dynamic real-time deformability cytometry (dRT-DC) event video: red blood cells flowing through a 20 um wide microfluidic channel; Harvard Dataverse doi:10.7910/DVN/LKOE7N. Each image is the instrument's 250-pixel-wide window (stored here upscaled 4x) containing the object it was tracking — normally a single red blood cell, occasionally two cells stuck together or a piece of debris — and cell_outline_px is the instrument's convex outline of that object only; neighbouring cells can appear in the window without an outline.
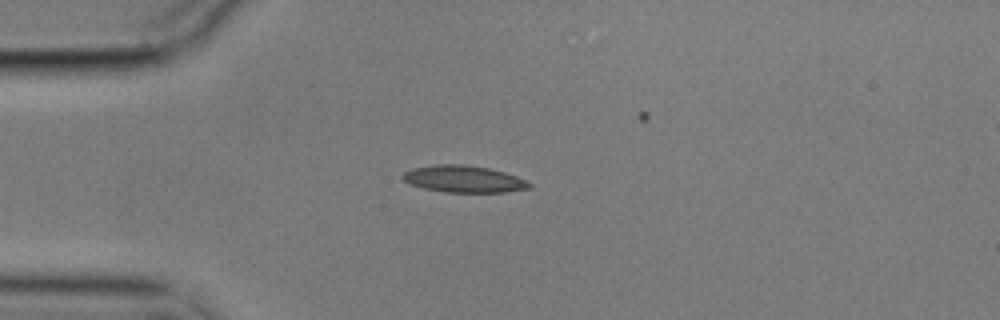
{"species": "common noctule bat (a hibernating species)", "species_latin": "Nyctalus noctula", "temperature_condition": "cold", "stored_images_in_passage": 25, "camera_frame_rate_fps": 3000, "um_per_image_px": 0.085, "animal": {"sex": "male", "body_mass_g": 17.9}, "frame": {"image": 1, "passage_image": 1, "time_ms": 0.0, "image_size_px": [1000, 320], "cell_outline_px": [[532, 188], [504, 192], [448, 192], [424, 188], [408, 184], [400, 176], [404, 172], [412, 168], [436, 164], [464, 164], [488, 168], [504, 172], [516, 176], [532, 184]], "centroid_in_image_um": [39.39, 15.21], "position_along_channel_um": 45.6, "area_um2": 19.83}}
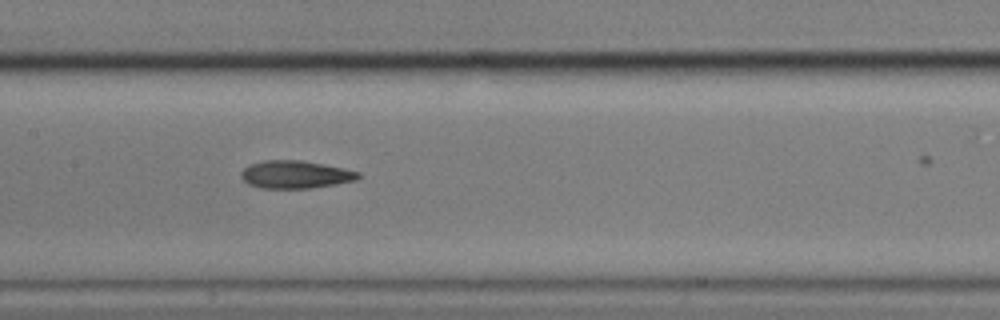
{"frame": {"image": 2, "passage_image": 14, "time_ms": 4.333, "image_size_px": [1000, 320], "cell_outline_px": [[360, 176], [356, 180], [336, 184], [308, 188], [260, 188], [248, 184], [240, 176], [240, 172], [248, 164], [264, 160], [300, 160], [324, 164], [344, 168], [360, 172]], "centroid_in_image_um": [25.08, 14.82], "position_along_channel_um": 182.3, "area_um2": 19.02}}
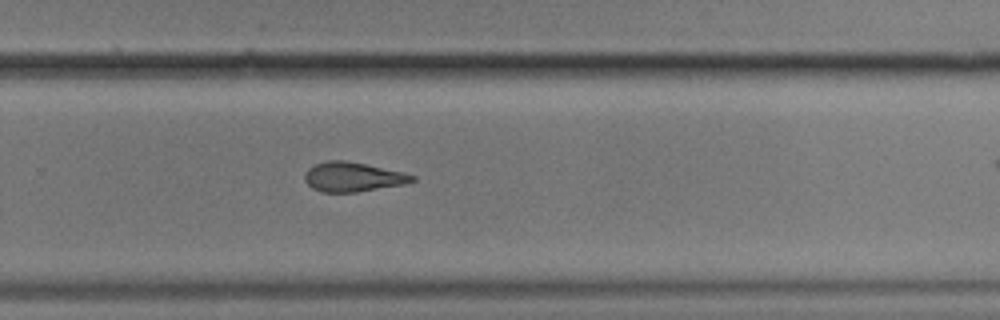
{"frame": {"image": 3, "passage_image": 24, "time_ms": 7.667, "image_size_px": [1000, 320], "cell_outline_px": [[416, 180], [404, 184], [356, 192], [320, 192], [312, 188], [304, 180], [304, 172], [308, 168], [316, 164], [328, 160], [344, 160], [404, 172], [416, 176]], "centroid_in_image_um": [29.97, 15.04], "position_along_channel_um": 299.8, "area_um2": 18.44}}